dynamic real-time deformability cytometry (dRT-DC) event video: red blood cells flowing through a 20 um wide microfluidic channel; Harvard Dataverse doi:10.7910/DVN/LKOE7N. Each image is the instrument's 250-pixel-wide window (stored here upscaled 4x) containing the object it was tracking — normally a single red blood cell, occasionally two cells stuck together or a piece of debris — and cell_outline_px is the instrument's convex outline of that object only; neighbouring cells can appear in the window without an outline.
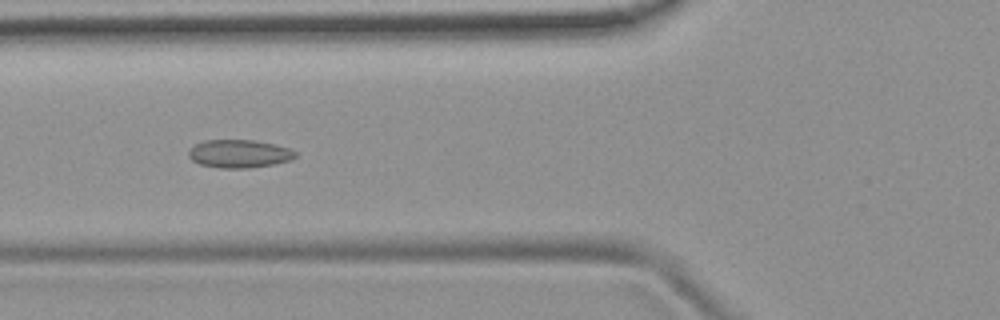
{"species": "common noctule bat (a hibernating species)", "species_latin": "Nyctalus noctula", "temperature_condition": "room temperature", "stored_images_in_passage": 53, "camera_frame_rate_fps": 3000, "um_per_image_px": 0.085, "animal": {"sex": "female", "body_mass_g": 19.9}, "frame": {"image": 1, "passage_image": 20, "time_ms": 6.333, "image_size_px": [1000, 320], "cell_outline_px": [[296, 156], [288, 160], [272, 164], [248, 168], [220, 168], [200, 164], [192, 160], [188, 156], [188, 152], [196, 144], [204, 140], [252, 140], [276, 144], [292, 148], [296, 152]], "centroid_in_image_um": [20.34, 13.06], "position_along_channel_um": 105.5, "area_um2": 17.4}}
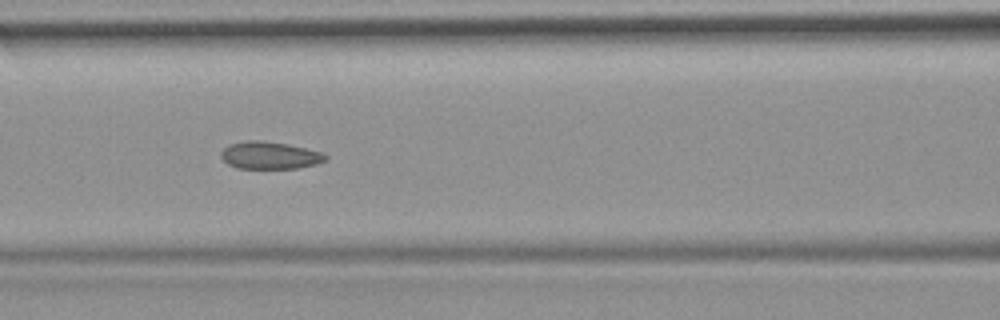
{"frame": {"image": 2, "passage_image": 23, "time_ms": 7.333, "image_size_px": [1000, 320], "cell_outline_px": [[328, 160], [316, 164], [296, 168], [236, 168], [228, 164], [220, 156], [220, 152], [228, 144], [244, 140], [260, 140], [288, 144], [324, 152], [328, 156]], "centroid_in_image_um": [22.94, 13.19], "position_along_channel_um": 143.7, "area_um2": 16.88}}
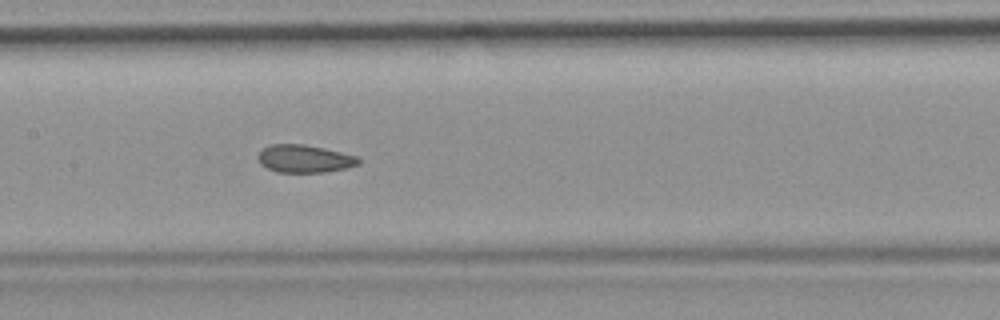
{"frame": {"image": 3, "passage_image": 26, "time_ms": 8.333, "image_size_px": [1000, 320], "cell_outline_px": [[360, 164], [344, 168], [324, 172], [276, 172], [260, 164], [256, 156], [264, 148], [272, 144], [304, 144], [324, 148], [356, 156], [360, 160]], "centroid_in_image_um": [25.85, 13.49], "position_along_channel_um": 181.5, "area_um2": 16.13}, "authors_computed_cell_mechanics": {"area_um2": 17.2822, "velocity_mm_per_s": 3.7912, "shape_relaxation_time_tau1_ms": null, "shape_relaxation_time_tau2_ms": 1.4853, "deformation_change_tau1": null, "deformation_change_tau2": 0.0634}}